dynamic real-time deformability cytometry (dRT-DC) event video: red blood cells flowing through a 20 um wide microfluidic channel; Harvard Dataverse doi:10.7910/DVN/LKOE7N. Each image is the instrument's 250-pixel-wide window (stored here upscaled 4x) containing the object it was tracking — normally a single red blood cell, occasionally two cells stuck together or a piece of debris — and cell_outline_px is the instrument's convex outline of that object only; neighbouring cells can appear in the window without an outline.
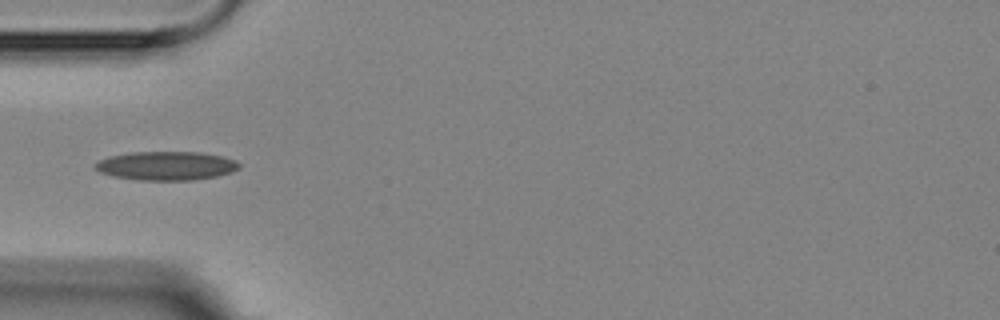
{"species": "Egyptian fruit bat (a non-hibernating species)", "species_latin": "Rousettus aegyptiacus", "temperature_condition": "room temperature", "stored_images_in_passage": 5, "camera_frame_rate_fps": 3000, "um_per_image_px": 0.085, "animal": {"sex": "female"}, "frame": {"image": 1, "passage_image": 5, "time_ms": 4.333, "image_size_px": [1000, 320], "cell_outline_px": [[240, 168], [232, 172], [216, 176], [192, 180], [136, 180], [112, 176], [100, 172], [92, 164], [108, 156], [132, 152], [200, 152], [224, 156], [236, 160], [240, 164]], "centroid_in_image_um": [14.14, 14.09], "position_along_channel_um": 70.9, "area_um2": 24.33}}